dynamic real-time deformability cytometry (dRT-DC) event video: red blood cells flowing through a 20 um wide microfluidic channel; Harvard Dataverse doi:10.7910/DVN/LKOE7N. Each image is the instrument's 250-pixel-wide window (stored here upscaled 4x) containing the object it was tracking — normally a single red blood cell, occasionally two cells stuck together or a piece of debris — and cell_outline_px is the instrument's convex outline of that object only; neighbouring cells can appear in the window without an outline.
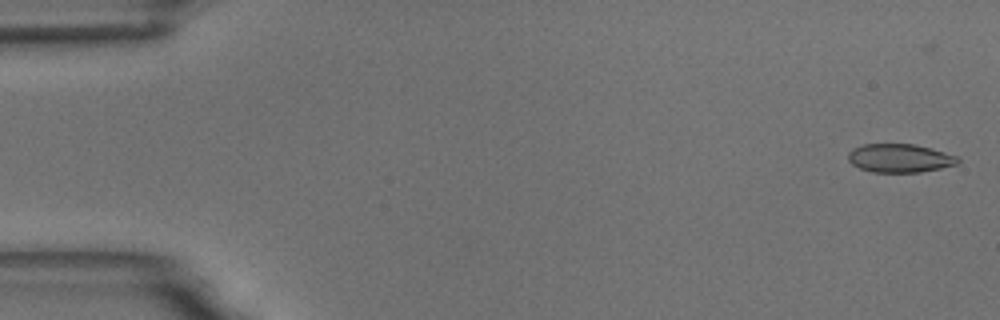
{"species": "common noctule bat (a hibernating species)", "species_latin": "Nyctalus noctula", "temperature_condition": "room temperature", "stored_images_in_passage": 5, "camera_frame_rate_fps": 3000, "um_per_image_px": 0.085, "animal": {"sex": "male", "body_mass_g": 18.8}, "frame": {"image": 1, "passage_image": 1, "time_ms": 0.0, "image_size_px": [1000, 320], "cell_outline_px": [[960, 164], [920, 172], [872, 172], [860, 168], [852, 164], [848, 160], [848, 152], [852, 148], [864, 144], [916, 144], [932, 148], [960, 156]], "centroid_in_image_um": [76.52, 13.43], "position_along_channel_um": 8.5, "area_um2": 18.5}}
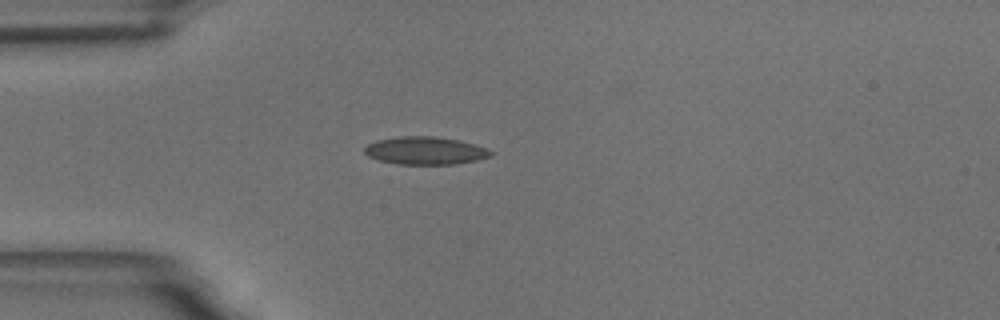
{"frame": {"image": 2, "passage_image": 5, "time_ms": 4.667, "image_size_px": [1000, 320], "cell_outline_px": [[492, 156], [476, 160], [456, 164], [396, 164], [380, 160], [368, 156], [364, 152], [364, 148], [368, 144], [376, 140], [396, 136], [436, 136], [456, 140], [488, 148], [492, 152]], "centroid_in_image_um": [36.12, 12.8], "position_along_channel_um": 48.9, "area_um2": 20.4}}